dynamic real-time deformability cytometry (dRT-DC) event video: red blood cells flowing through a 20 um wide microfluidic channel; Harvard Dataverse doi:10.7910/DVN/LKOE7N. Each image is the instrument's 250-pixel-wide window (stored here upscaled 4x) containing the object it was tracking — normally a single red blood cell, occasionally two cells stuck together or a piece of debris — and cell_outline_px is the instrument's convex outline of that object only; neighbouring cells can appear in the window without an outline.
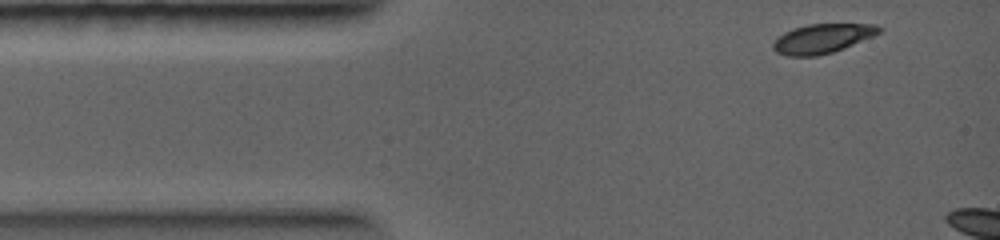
{"species": "common noctule bat (a hibernating species)", "species_latin": "Nyctalus noctula", "temperature_condition": "warm", "stored_images_in_passage": 3, "camera_frame_rate_fps": 5000, "um_per_image_px": 0.085, "animal": {"sex": "female", "body_mass_g": 19.0, "forearm_length_mm": 56.7}, "frame": {"image": 1, "passage_image": 1, "time_ms": 0.0, "image_size_px": [1000, 240], "cell_outline_px": [[884, 28], [880, 32], [872, 36], [844, 48], [832, 52], [816, 56], [788, 56], [776, 52], [772, 48], [772, 44], [776, 36], [792, 28], [808, 24], [876, 24]], "centroid_in_image_um": [69.86, 3.27], "position_along_channel_um": 15.1, "area_um2": 18.21}}